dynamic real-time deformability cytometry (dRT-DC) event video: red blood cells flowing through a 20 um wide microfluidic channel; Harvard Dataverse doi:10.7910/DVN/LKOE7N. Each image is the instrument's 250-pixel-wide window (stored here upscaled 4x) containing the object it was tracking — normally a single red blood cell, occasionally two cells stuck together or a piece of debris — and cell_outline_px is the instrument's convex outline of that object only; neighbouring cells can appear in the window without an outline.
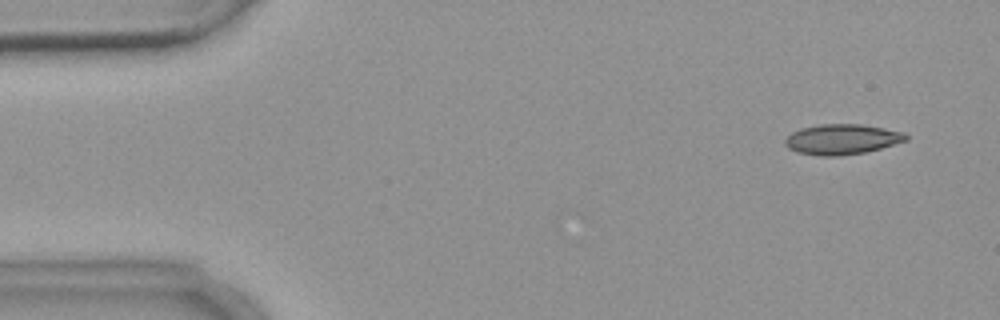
{"species": "common noctule bat (a hibernating species)", "species_latin": "Nyctalus noctula", "temperature_condition": "warm", "stored_images_in_passage": 4, "camera_frame_rate_fps": 3000, "um_per_image_px": 0.085, "animal": {"sex": "female", "body_mass_g": 18.4}, "frame": {"image": 1, "passage_image": 2, "time_ms": 1.0, "image_size_px": [1000, 320], "cell_outline_px": [[908, 140], [880, 148], [864, 152], [836, 156], [820, 156], [796, 152], [788, 148], [784, 144], [784, 140], [792, 132], [800, 128], [820, 124], [860, 124], [884, 128], [904, 132], [908, 136]], "centroid_in_image_um": [71.54, 11.83], "position_along_channel_um": 13.5, "area_um2": 21.33}}